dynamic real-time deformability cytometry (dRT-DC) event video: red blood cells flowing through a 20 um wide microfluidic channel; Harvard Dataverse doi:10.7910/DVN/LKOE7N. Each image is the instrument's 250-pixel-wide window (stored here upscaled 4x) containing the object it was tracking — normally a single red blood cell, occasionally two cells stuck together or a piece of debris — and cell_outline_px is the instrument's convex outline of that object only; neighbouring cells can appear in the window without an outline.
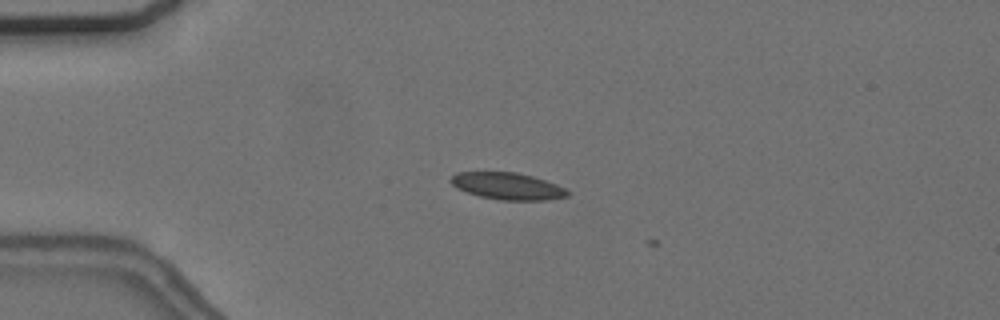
{"species": "common noctule bat (a hibernating species)", "species_latin": "Nyctalus noctula", "temperature_condition": "cold", "stored_images_in_passage": 2, "camera_frame_rate_fps": 3000, "um_per_image_px": 0.085, "animal": {"sex": "female", "body_mass_g": 24.6, "forearm_length_mm": 56.2}, "frame": {"image": 1, "passage_image": 1, "time_ms": 0.0, "image_size_px": [1000, 320], "cell_outline_px": [[568, 196], [548, 200], [500, 200], [480, 196], [456, 188], [448, 180], [456, 172], [516, 172], [532, 176], [556, 184], [564, 188], [568, 192]], "centroid_in_image_um": [43.11, 15.81], "position_along_channel_um": 41.9, "area_um2": 18.21}}